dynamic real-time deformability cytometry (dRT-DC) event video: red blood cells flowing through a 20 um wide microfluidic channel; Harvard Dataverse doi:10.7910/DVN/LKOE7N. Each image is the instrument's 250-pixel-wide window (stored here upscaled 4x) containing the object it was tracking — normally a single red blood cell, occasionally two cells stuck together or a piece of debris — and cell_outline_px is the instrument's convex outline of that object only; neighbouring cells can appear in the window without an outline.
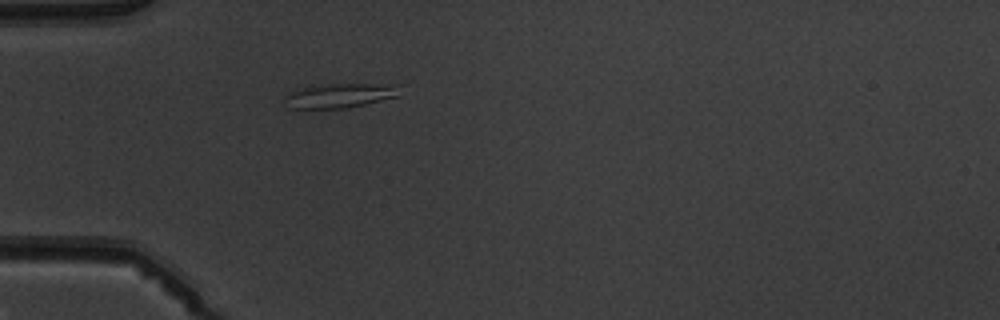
{"species": "common noctule bat (a hibernating species)", "species_latin": "Nyctalus noctula", "temperature_condition": "warm", "stored_images_in_passage": 1, "camera_frame_rate_fps": 3000, "um_per_image_px": 0.085, "animal": {"sex": "male", "body_mass_g": 19.5, "forearm_length_mm": 54.6}, "frame": {"image": 1, "passage_image": 1, "time_ms": 0.0, "image_size_px": [1000, 320], "cell_outline_px": [[400, 96], [348, 108], [288, 108], [284, 100], [284, 96], [292, 92], [304, 88], [332, 84], [400, 84]], "centroid_in_image_um": [28.97, 8.13], "position_along_channel_um": 56.0, "area_um2": 16.24}}